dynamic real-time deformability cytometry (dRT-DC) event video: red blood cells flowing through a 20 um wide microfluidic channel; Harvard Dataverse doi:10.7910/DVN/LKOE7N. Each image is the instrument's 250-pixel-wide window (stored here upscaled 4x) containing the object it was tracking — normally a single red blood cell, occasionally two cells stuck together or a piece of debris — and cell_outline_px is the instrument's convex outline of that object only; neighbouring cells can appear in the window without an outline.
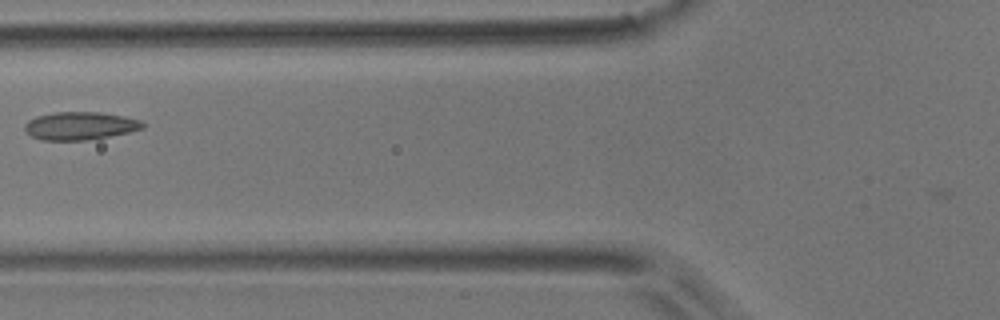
{"species": "common noctule bat (a hibernating species)", "species_latin": "Nyctalus noctula", "temperature_condition": "room temperature", "stored_images_in_passage": 5, "camera_frame_rate_fps": 3000, "um_per_image_px": 0.085, "animal": {"sex": "male", "body_mass_g": 17.9}, "frame": {"image": 1, "passage_image": 4, "time_ms": 4.333, "image_size_px": [1000, 320], "cell_outline_px": [[144, 128], [128, 132], [88, 140], [40, 140], [32, 136], [24, 128], [24, 124], [28, 120], [36, 116], [56, 112], [100, 112], [124, 116], [140, 120], [144, 124]], "centroid_in_image_um": [6.79, 10.69], "position_along_channel_um": 119.0, "area_um2": 19.13}}
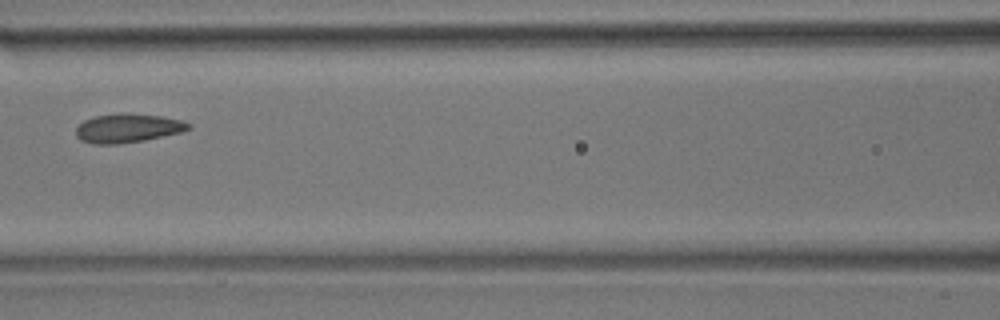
{"frame": {"image": 2, "passage_image": 5, "time_ms": 5.333, "image_size_px": [1000, 320], "cell_outline_px": [[192, 128], [180, 132], [144, 140], [116, 144], [92, 144], [80, 140], [76, 136], [76, 128], [84, 120], [96, 116], [124, 112], [160, 116], [184, 120], [192, 124]], "centroid_in_image_um": [10.87, 10.88], "position_along_channel_um": 155.7, "area_um2": 19.02}}